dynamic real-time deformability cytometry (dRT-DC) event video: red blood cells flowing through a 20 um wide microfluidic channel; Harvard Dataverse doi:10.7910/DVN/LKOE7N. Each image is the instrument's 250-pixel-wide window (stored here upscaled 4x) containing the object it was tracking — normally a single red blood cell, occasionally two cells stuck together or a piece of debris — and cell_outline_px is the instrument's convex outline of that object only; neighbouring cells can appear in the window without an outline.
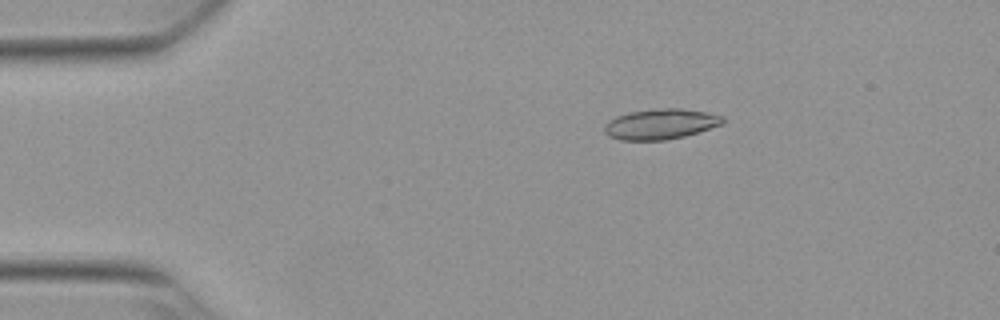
{"species": "Egyptian fruit bat (a non-hibernating species)", "species_latin": "Rousettus aegyptiacus", "temperature_condition": "warm", "stored_images_in_passage": 49, "camera_frame_rate_fps": 3000, "um_per_image_px": 0.085, "animal": {"sex": "female"}, "frame": {"image": 1, "passage_image": 5, "time_ms": 1.333, "image_size_px": [1000, 320], "cell_outline_px": [[724, 124], [684, 136], [664, 140], [620, 140], [608, 136], [604, 132], [604, 124], [608, 120], [616, 116], [628, 112], [660, 108], [680, 108], [708, 112], [724, 116]], "centroid_in_image_um": [56.14, 10.54], "position_along_channel_um": 28.9, "area_um2": 21.15}}
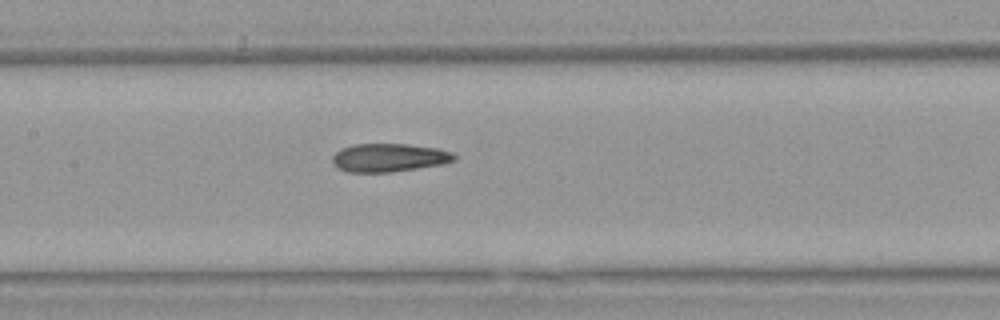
{"frame": {"image": 2, "passage_image": 21, "time_ms": 6.667, "image_size_px": [1000, 320], "cell_outline_px": [[456, 160], [444, 164], [392, 172], [348, 172], [336, 168], [332, 164], [332, 156], [340, 148], [352, 144], [408, 144], [440, 148], [452, 152], [456, 156]], "centroid_in_image_um": [33.06, 13.4], "position_along_channel_um": 174.3, "area_um2": 20.46}}
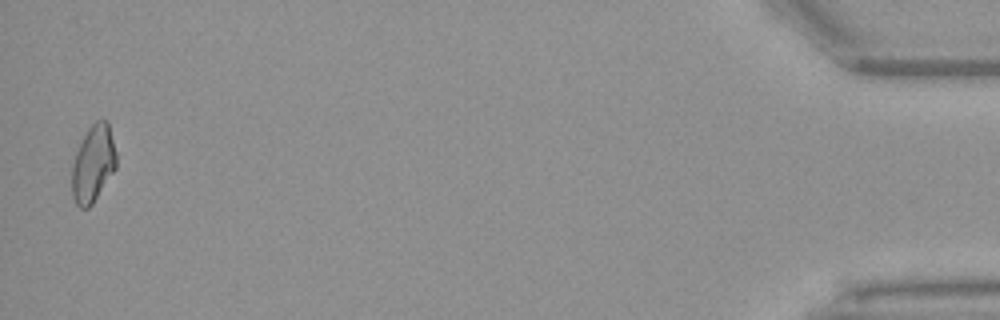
{"frame": {"image": 3, "passage_image": 48, "time_ms": 15.667, "image_size_px": [1000, 320], "cell_outline_px": [[116, 168], [92, 204], [88, 208], [80, 208], [76, 204], [72, 196], [72, 164], [76, 152], [88, 128], [96, 120], [108, 120], [116, 152]], "centroid_in_image_um": [7.92, 13.91], "position_along_channel_um": 427.3, "area_um2": 19.83}, "authors_computed_cell_mechanics": {"area_um2": 20.4034, "velocity_mm_per_s": 3.8327, "shape_relaxation_time_tau1_ms": 10.262, "shape_relaxation_time_tau2_ms": 4.5807, "deformation_change_tau1": 0.1987, "deformation_change_tau2": 0.1558}}